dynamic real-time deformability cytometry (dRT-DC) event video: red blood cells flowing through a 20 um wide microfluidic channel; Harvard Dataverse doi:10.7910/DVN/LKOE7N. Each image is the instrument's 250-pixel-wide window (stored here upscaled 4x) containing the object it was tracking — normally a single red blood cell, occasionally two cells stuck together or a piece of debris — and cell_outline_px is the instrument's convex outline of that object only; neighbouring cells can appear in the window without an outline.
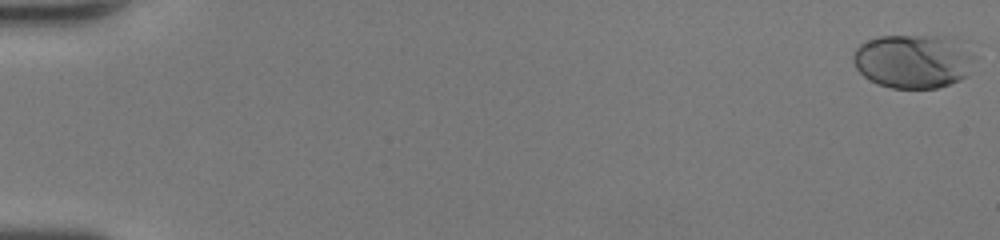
{"species": "human", "species_latin": "Homo sapiens", "temperature_condition": "room temperature", "stored_images_in_passage": 49, "camera_frame_rate_fps": 3000, "um_per_image_px": 0.085, "donor": {"sex": "female"}, "frame": {"image": 1, "passage_image": 1, "time_ms": 0.0, "image_size_px": [1000, 240], "cell_outline_px": [[972, 56], [968, 76], [960, 80], [936, 88], [892, 88], [876, 84], [864, 76], [856, 68], [852, 60], [852, 56], [856, 48], [860, 44], [868, 40], [880, 36], [944, 36], [968, 52]], "centroid_in_image_um": [77.52, 5.22], "position_along_channel_um": 7.5, "area_um2": 37.45}}
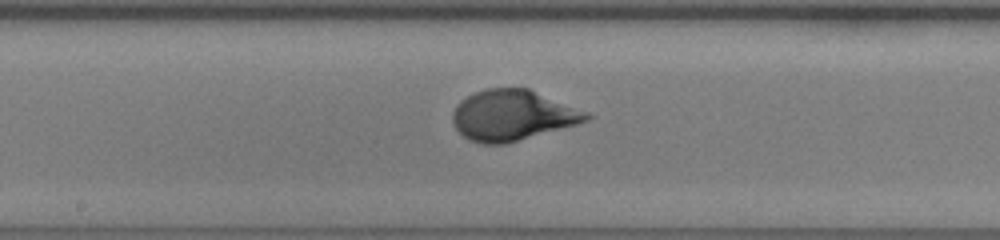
{"frame": {"image": 2, "passage_image": 28, "time_ms": 9.0, "image_size_px": [1000, 240], "cell_outline_px": [[592, 116], [588, 120], [576, 124], [504, 144], [480, 144], [468, 140], [456, 128], [452, 120], [452, 112], [456, 104], [460, 100], [472, 92], [488, 88], [528, 88], [592, 112]], "centroid_in_image_um": [43.57, 9.78], "position_along_channel_um": 204.6, "area_um2": 39.71}}
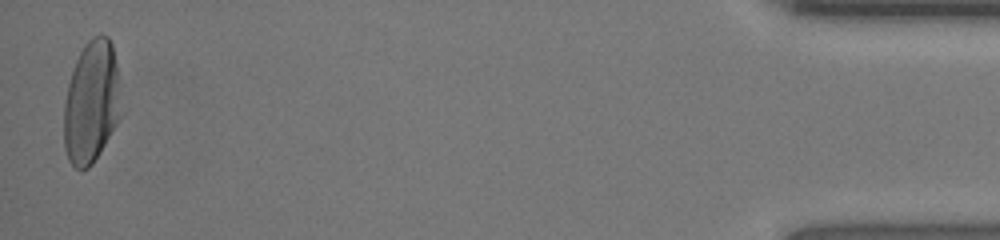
{"frame": {"image": 3, "passage_image": 49, "time_ms": 16.0, "image_size_px": [1000, 240], "cell_outline_px": [[120, 116], [116, 124], [92, 164], [88, 168], [80, 172], [68, 160], [64, 148], [64, 100], [72, 68], [84, 44], [92, 36], [100, 32], [108, 36], [112, 44], [116, 64]], "centroid_in_image_um": [7.73, 8.67], "position_along_channel_um": 427.5, "area_um2": 40.63}}